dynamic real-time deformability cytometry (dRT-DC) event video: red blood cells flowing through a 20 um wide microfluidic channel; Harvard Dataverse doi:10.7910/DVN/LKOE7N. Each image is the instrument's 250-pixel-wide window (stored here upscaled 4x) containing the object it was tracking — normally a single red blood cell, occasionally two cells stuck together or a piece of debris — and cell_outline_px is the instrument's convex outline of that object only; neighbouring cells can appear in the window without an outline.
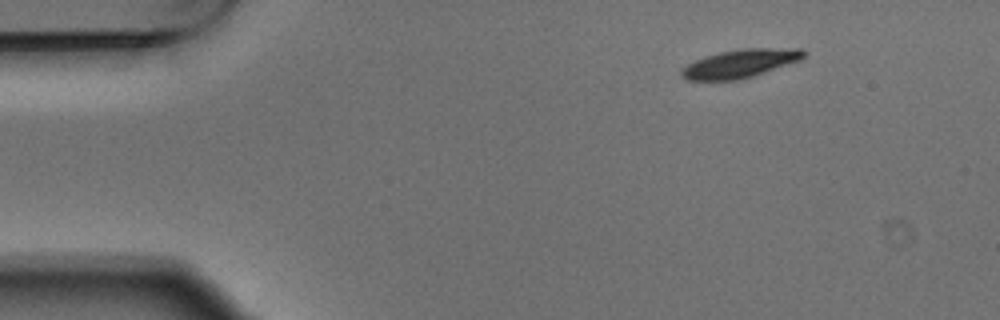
{"species": "Egyptian fruit bat (a non-hibernating species)", "species_latin": "Rousettus aegyptiacus", "temperature_condition": "warm", "stored_images_in_passage": 9, "camera_frame_rate_fps": 3000, "um_per_image_px": 0.085, "animal": {"sex": "male"}, "frame": {"image": 1, "passage_image": 1, "time_ms": 0.0, "image_size_px": [1000, 320], "cell_outline_px": [[804, 56], [800, 60], [740, 80], [688, 80], [680, 76], [680, 68], [704, 56], [720, 52], [744, 48], [800, 48], [804, 52]], "centroid_in_image_um": [62.87, 5.4], "position_along_channel_um": 22.1, "area_um2": 20.06}}
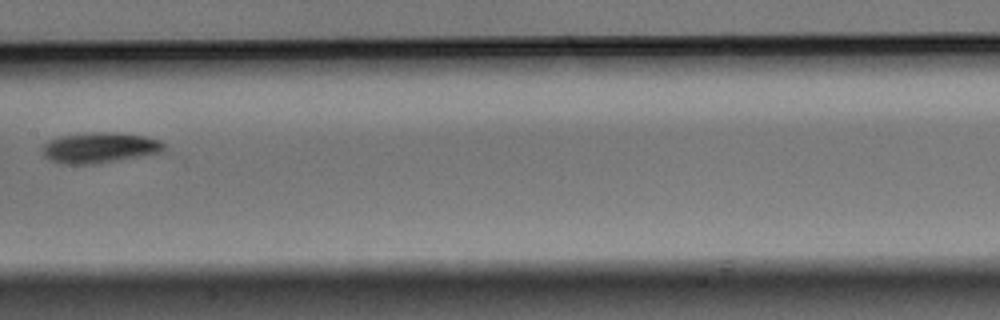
{"frame": {"image": 2, "passage_image": 6, "time_ms": 1.667, "image_size_px": [1000, 320], "cell_outline_px": [[164, 152], [96, 164], [60, 164], [44, 156], [40, 152], [44, 144], [48, 140], [60, 136], [84, 132], [116, 132], [144, 136], [160, 140], [164, 144]], "centroid_in_image_um": [8.44, 12.55], "position_along_channel_um": 199.0, "area_um2": 21.96}}
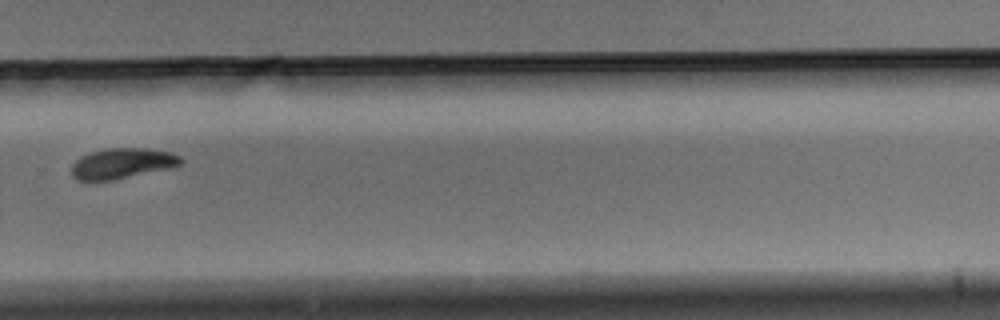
{"frame": {"image": 3, "passage_image": 9, "time_ms": 2.667, "image_size_px": [1000, 320], "cell_outline_px": [[184, 164], [176, 168], [112, 180], [76, 180], [72, 176], [72, 164], [80, 156], [92, 152], [108, 148], [144, 148], [172, 152], [180, 156], [184, 160]], "centroid_in_image_um": [10.48, 13.89], "position_along_channel_um": 319.3, "area_um2": 19.77}}